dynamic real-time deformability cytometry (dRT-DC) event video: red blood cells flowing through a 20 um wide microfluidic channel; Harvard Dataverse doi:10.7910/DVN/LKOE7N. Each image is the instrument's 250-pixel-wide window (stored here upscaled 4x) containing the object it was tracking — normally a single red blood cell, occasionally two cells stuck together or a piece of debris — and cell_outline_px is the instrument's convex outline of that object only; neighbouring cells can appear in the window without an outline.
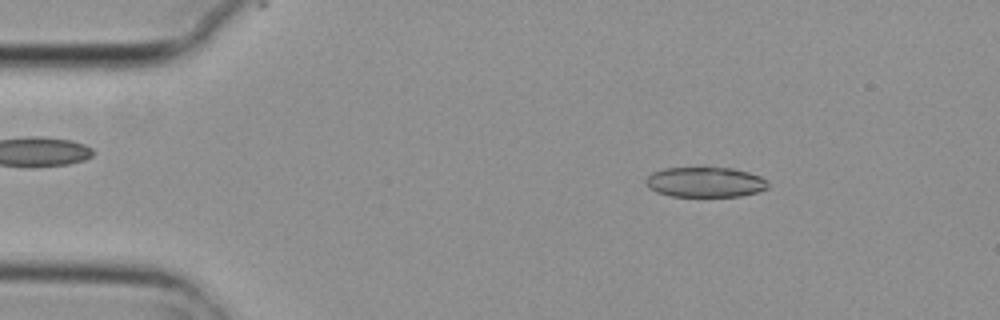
{"species": "common noctule bat (a hibernating species)", "species_latin": "Nyctalus noctula", "temperature_condition": "cold", "stored_images_in_passage": 4, "camera_frame_rate_fps": 3000, "um_per_image_px": 0.085, "animal": {"sex": "female", "body_mass_g": 29.2, "forearm_length_mm": 56.3}, "frame": {"image": 1, "passage_image": 2, "time_ms": 0.333, "image_size_px": [1000, 320], "cell_outline_px": [[768, 188], [756, 192], [740, 196], [672, 196], [656, 192], [648, 188], [644, 180], [652, 172], [664, 168], [732, 168], [748, 172], [760, 176], [768, 184]], "centroid_in_image_um": [59.9, 15.48], "position_along_channel_um": 25.1, "area_um2": 21.33}}